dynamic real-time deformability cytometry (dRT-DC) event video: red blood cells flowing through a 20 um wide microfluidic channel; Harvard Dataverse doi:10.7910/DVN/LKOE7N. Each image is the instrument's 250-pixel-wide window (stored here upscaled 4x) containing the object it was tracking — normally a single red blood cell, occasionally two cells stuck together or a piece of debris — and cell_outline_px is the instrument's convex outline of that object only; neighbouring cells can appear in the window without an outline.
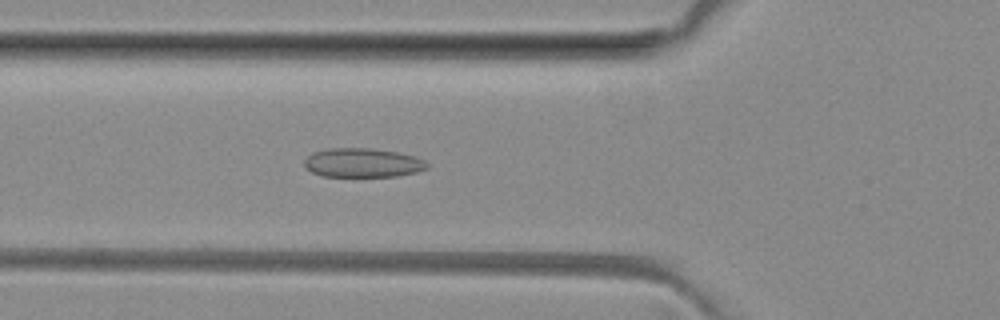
{"species": "common noctule bat (a hibernating species)", "species_latin": "Nyctalus noctula", "temperature_condition": "room temperature", "stored_images_in_passage": 51, "camera_frame_rate_fps": 3000, "um_per_image_px": 0.085, "animal": {"sex": "female", "body_mass_g": 29.2, "forearm_length_mm": 56.3}, "frame": {"image": 1, "passage_image": 18, "time_ms": 5.667, "image_size_px": [1000, 320], "cell_outline_px": [[428, 168], [416, 172], [396, 176], [320, 176], [312, 172], [304, 164], [304, 160], [312, 152], [328, 148], [372, 148], [396, 152], [416, 156], [424, 160], [428, 164]], "centroid_in_image_um": [30.83, 13.83], "position_along_channel_um": 95.0, "area_um2": 20.81}}
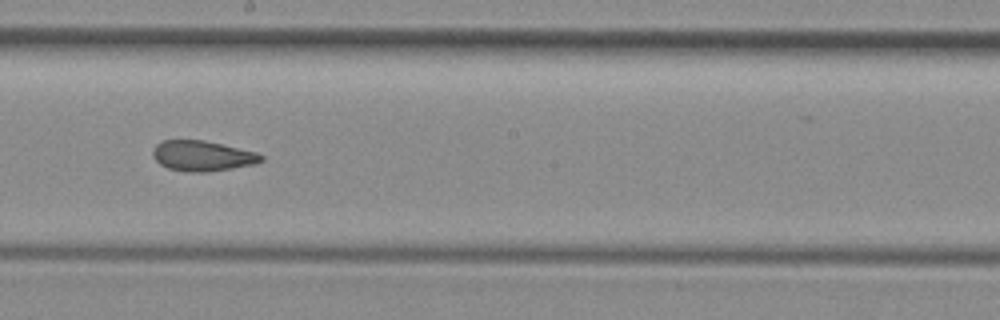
{"frame": {"image": 2, "passage_image": 28, "time_ms": 9.0, "image_size_px": [1000, 320], "cell_outline_px": [[264, 160], [256, 164], [208, 172], [184, 172], [168, 168], [160, 164], [152, 156], [152, 152], [156, 144], [164, 140], [204, 140], [256, 152], [264, 156]], "centroid_in_image_um": [17.2, 13.26], "position_along_channel_um": 231.0, "area_um2": 19.25}}
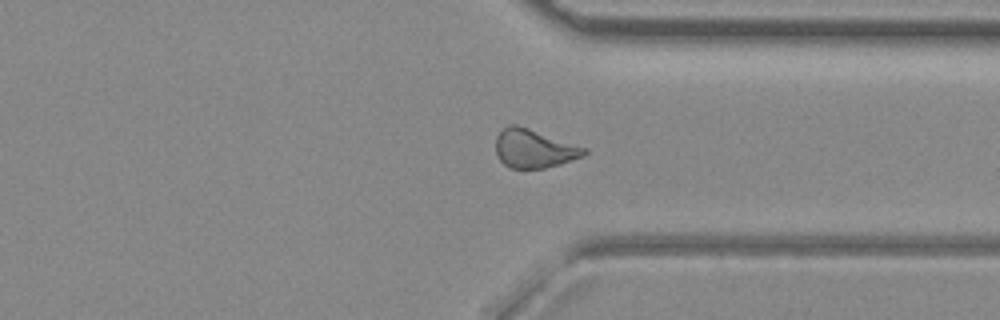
{"frame": {"image": 3, "passage_image": 38, "time_ms": 12.333, "image_size_px": [1000, 320], "cell_outline_px": [[588, 152], [584, 156], [560, 164], [544, 168], [508, 168], [500, 160], [496, 152], [496, 136], [508, 124], [516, 124], [588, 148]], "centroid_in_image_um": [45.4, 12.63], "position_along_channel_um": 366.0, "area_um2": 19.88}, "authors_computed_cell_mechanics": {"area_um2": 20.3456, "velocity_mm_per_s": 4.0693, "shape_relaxation_time_tau1_ms": null, "shape_relaxation_time_tau2_ms": 2.2156, "deformation_change_tau1": null, "deformation_change_tau2": 0.0911}}